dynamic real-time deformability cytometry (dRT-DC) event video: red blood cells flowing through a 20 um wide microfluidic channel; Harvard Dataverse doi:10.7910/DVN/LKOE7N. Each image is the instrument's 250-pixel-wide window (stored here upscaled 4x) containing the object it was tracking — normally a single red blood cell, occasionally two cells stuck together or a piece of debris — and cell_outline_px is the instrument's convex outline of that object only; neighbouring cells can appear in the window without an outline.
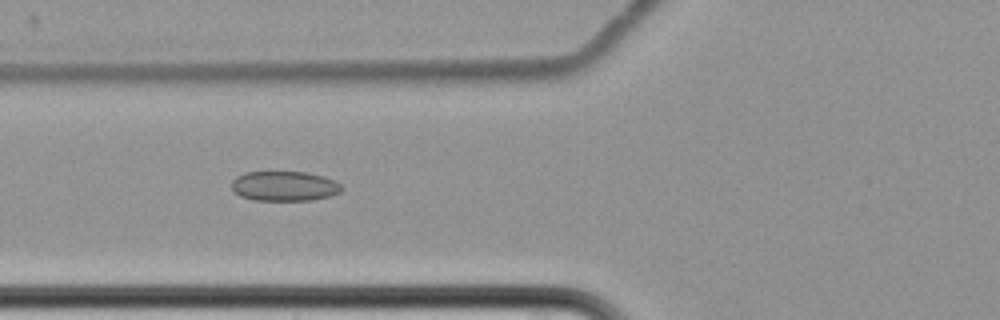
{"species": "common noctule bat (a hibernating species)", "species_latin": "Nyctalus noctula", "temperature_condition": "cold", "stored_images_in_passage": 10, "camera_frame_rate_fps": 3000, "um_per_image_px": 0.085, "animal": {"sex": "female", "body_mass_g": 22.7, "forearm_length_mm": 54.2}, "frame": {"image": 1, "passage_image": 7, "time_ms": 7.333, "image_size_px": [1000, 320], "cell_outline_px": [[344, 188], [340, 192], [332, 196], [312, 200], [252, 200], [240, 196], [232, 188], [232, 180], [236, 176], [244, 172], [308, 172], [324, 176], [340, 184]], "centroid_in_image_um": [24.18, 15.82], "position_along_channel_um": 101.6, "area_um2": 19.25}}
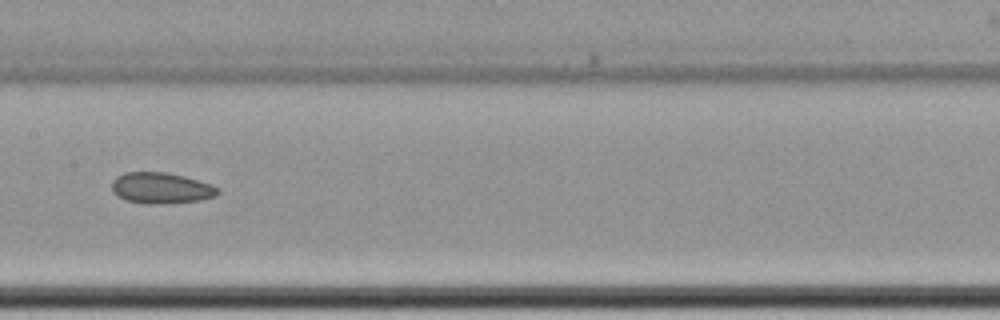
{"frame": {"image": 2, "passage_image": 9, "time_ms": 10.0, "image_size_px": [1000, 320], "cell_outline_px": [[220, 192], [216, 196], [200, 200], [168, 204], [148, 204], [124, 200], [112, 192], [112, 180], [116, 176], [124, 172], [168, 172], [184, 176], [212, 184], [220, 188]], "centroid_in_image_um": [13.7, 15.99], "position_along_channel_um": 193.7, "area_um2": 19.54}}
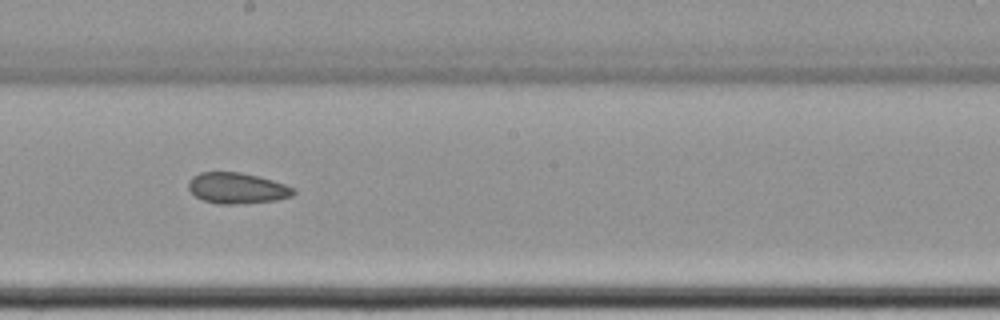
{"frame": {"image": 3, "passage_image": 10, "time_ms": 11.0, "image_size_px": [1000, 320], "cell_outline_px": [[296, 192], [292, 196], [276, 200], [236, 204], [216, 204], [204, 200], [196, 196], [188, 188], [188, 180], [192, 176], [200, 172], [240, 172], [272, 180], [296, 188]], "centroid_in_image_um": [20.14, 15.99], "position_along_channel_um": 228.1, "area_um2": 18.9}}